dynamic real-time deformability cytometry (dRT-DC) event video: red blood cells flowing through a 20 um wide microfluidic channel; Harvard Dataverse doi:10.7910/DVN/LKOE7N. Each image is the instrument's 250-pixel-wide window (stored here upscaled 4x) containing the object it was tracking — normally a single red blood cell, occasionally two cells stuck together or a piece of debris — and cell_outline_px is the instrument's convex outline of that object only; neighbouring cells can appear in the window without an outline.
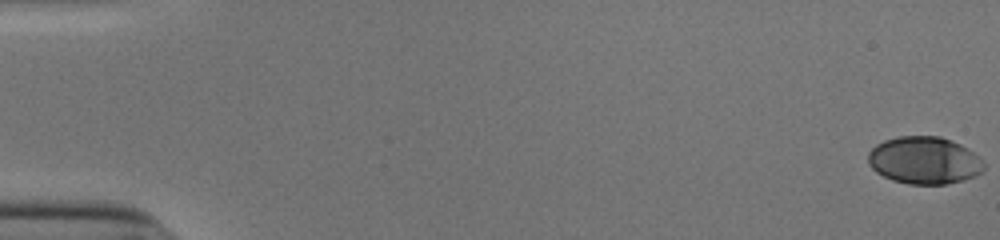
{"species": "human", "species_latin": "Homo sapiens", "temperature_condition": "cold", "stored_images_in_passage": 54, "camera_frame_rate_fps": 3000, "um_per_image_px": 0.085, "donor": {"sex": "male"}, "frame": {"image": 1, "passage_image": 1, "time_ms": 0.0, "image_size_px": [1000, 240], "cell_outline_px": [[984, 168], [976, 176], [964, 180], [948, 184], [908, 184], [892, 180], [876, 172], [868, 164], [868, 152], [876, 144], [884, 140], [900, 136], [940, 136], [952, 140], [968, 148], [984, 160]], "centroid_in_image_um": [78.57, 13.63], "position_along_channel_um": 6.4, "area_um2": 32.25}}
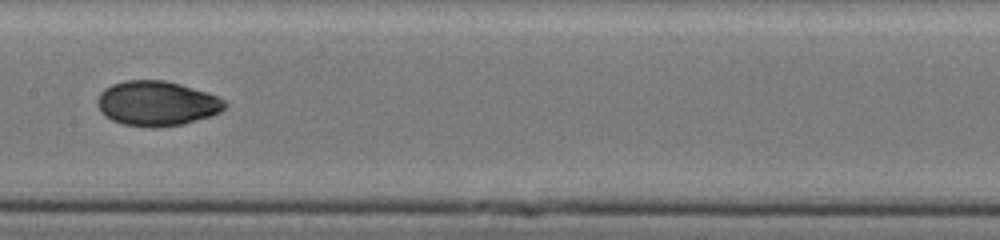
{"frame": {"image": 2, "passage_image": 29, "time_ms": 9.333, "image_size_px": [1000, 240], "cell_outline_px": [[228, 104], [220, 112], [212, 116], [184, 124], [156, 128], [152, 128], [120, 124], [104, 116], [100, 112], [96, 100], [100, 92], [104, 88], [112, 84], [124, 80], [164, 80], [180, 84], [216, 96], [224, 100]], "centroid_in_image_um": [13.29, 8.81], "position_along_channel_um": 194.1, "area_um2": 33.58}}
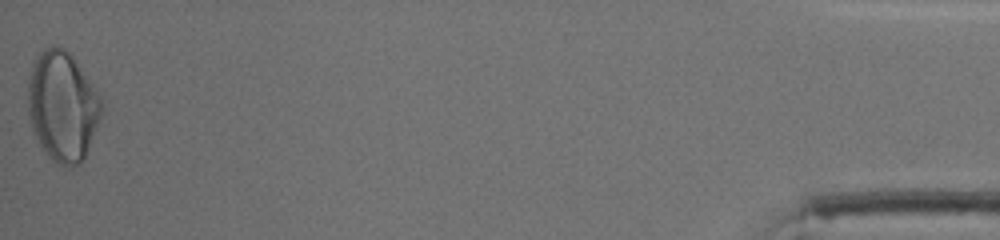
{"frame": {"image": 3, "passage_image": 54, "time_ms": 17.667, "image_size_px": [1000, 240], "cell_outline_px": [[104, 108], [100, 120], [84, 160], [80, 164], [68, 168], [64, 168], [56, 164], [52, 160], [40, 144], [32, 132], [28, 112], [28, 84], [32, 60], [44, 48], [52, 44], [64, 48], [72, 56], [104, 96]], "centroid_in_image_um": [5.35, 9.03], "position_along_channel_um": 429.9, "area_um2": 48.38}, "authors_computed_cell_mechanics": {"area_um2": 32.6859, "velocity_mm_per_s": 3.9112, "shape_relaxation_time_tau1_ms": 5.491, "shape_relaxation_time_tau2_ms": 1.4613, "deformation_change_tau1": 0.1716, "deformation_change_tau2": 0.0403}}